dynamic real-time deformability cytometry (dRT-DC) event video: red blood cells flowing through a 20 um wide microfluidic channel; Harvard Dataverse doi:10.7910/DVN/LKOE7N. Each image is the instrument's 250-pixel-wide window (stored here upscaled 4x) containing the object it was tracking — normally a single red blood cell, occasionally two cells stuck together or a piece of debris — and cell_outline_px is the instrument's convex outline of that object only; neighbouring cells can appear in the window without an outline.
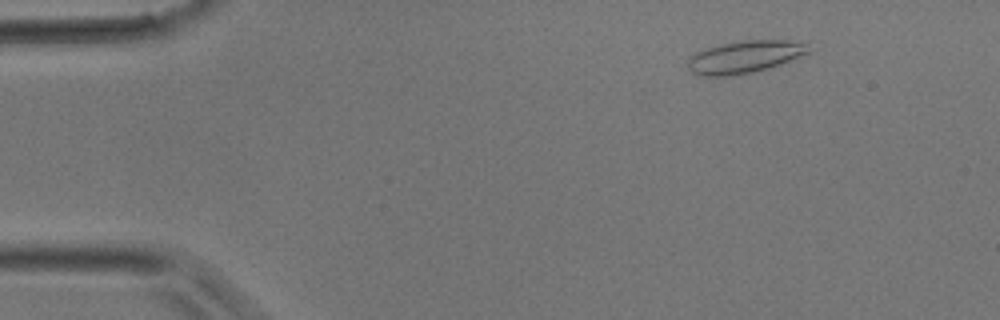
{"species": "common noctule bat (a hibernating species)", "species_latin": "Nyctalus noctula", "temperature_condition": "room temperature", "stored_images_in_passage": 5, "camera_frame_rate_fps": 3000, "um_per_image_px": 0.085, "animal": {"sex": "male", "body_mass_g": 17.9}, "frame": {"image": 1, "passage_image": 2, "time_ms": 1.0, "image_size_px": [1000, 320], "cell_outline_px": [[812, 52], [780, 64], [768, 68], [752, 72], [728, 76], [700, 76], [692, 72], [688, 68], [688, 60], [696, 52], [704, 48], [720, 44], [740, 40], [788, 40], [804, 44]], "centroid_in_image_um": [63.26, 4.83], "position_along_channel_um": 21.7, "area_um2": 22.72}}
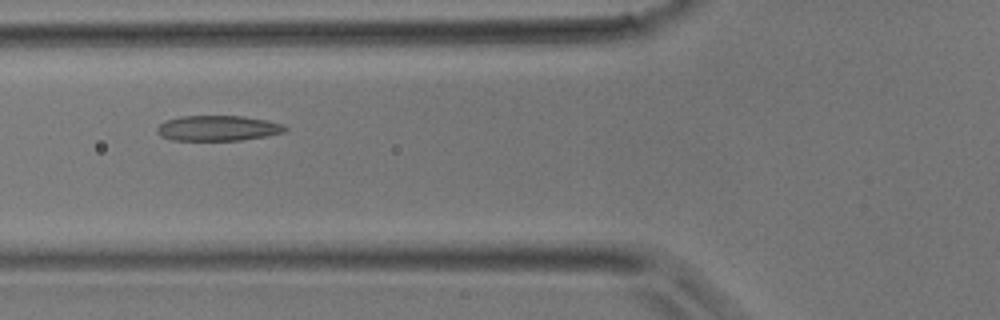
{"frame": {"image": 2, "passage_image": 5, "time_ms": 4.333, "image_size_px": [1000, 320], "cell_outline_px": [[288, 128], [284, 132], [264, 136], [240, 140], [172, 140], [160, 136], [156, 132], [156, 128], [160, 124], [168, 120], [180, 116], [244, 116], [268, 120], [284, 124]], "centroid_in_image_um": [18.52, 10.89], "position_along_channel_um": 107.3, "area_um2": 18.9}}